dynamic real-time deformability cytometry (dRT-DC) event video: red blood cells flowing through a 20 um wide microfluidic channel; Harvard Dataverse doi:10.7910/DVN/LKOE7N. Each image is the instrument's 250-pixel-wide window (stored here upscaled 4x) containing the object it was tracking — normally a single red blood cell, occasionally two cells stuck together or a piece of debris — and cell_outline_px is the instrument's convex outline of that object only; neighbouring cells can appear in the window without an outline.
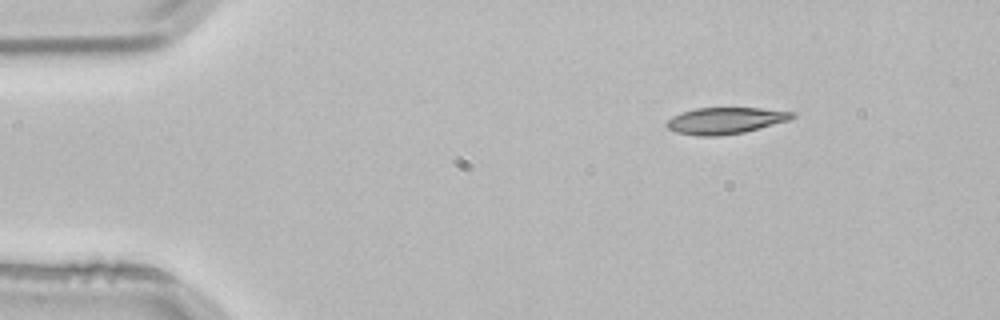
{"species": "common noctule bat (a hibernating species)", "species_latin": "Nyctalus noctula", "temperature_condition": "room temperature", "stored_images_in_passage": 4, "segment_of_instrument_passage": [2, 2], "camera_frame_rate_fps": 3000, "um_per_image_px": 0.085, "animal": {"sex": "male", "body_mass_g": 21.5, "forearm_length_mm": 52.0}, "frame": {"image": 1, "passage_image": 4, "time_ms": 1.0, "image_size_px": [1000, 320], "cell_outline_px": [[796, 116], [788, 120], [744, 132], [720, 136], [696, 136], [676, 132], [668, 128], [664, 124], [672, 116], [680, 112], [696, 108], [760, 108], [796, 112]], "centroid_in_image_um": [61.62, 10.25], "position_along_channel_um": 23.4, "area_um2": 19.42}}